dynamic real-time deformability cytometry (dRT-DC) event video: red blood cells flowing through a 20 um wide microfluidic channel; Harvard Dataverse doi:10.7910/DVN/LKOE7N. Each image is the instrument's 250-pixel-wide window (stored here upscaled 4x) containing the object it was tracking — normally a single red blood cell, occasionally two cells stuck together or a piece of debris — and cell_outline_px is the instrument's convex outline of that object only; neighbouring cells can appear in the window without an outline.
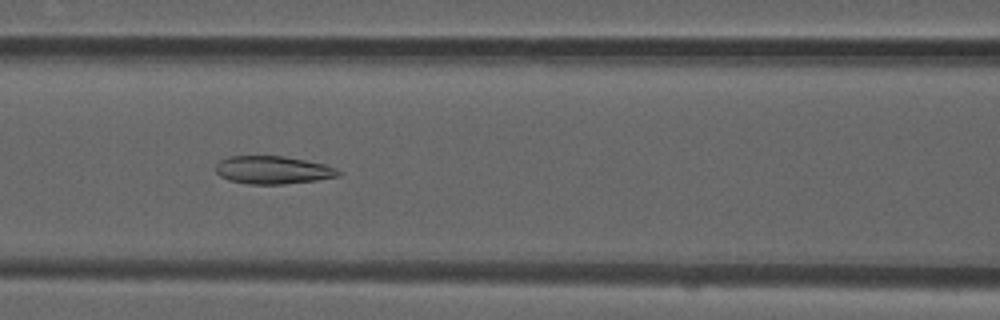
{"species": "common noctule bat (a hibernating species)", "species_latin": "Nyctalus noctula", "temperature_condition": "room temperature", "stored_images_in_passage": 52, "camera_frame_rate_fps": 3000, "um_per_image_px": 0.085, "animal": {"sex": "male", "forearm_length_mm": 52.5}, "frame": {"image": 1, "passage_image": 22, "time_ms": 7.0, "image_size_px": [1000, 320], "cell_outline_px": [[344, 172], [340, 176], [316, 180], [284, 184], [248, 184], [228, 180], [220, 176], [216, 172], [216, 164], [220, 160], [228, 156], [280, 156], [304, 160], [324, 164]], "centroid_in_image_um": [23.18, 14.45], "position_along_channel_um": 143.4, "area_um2": 19.94}}
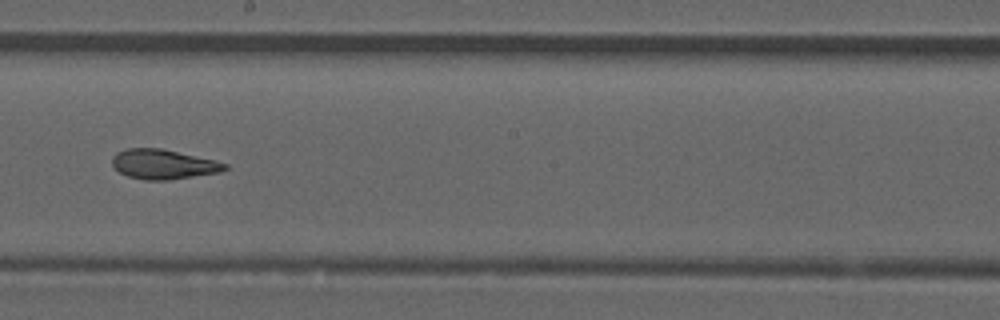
{"frame": {"image": 2, "passage_image": 29, "time_ms": 9.333, "image_size_px": [1000, 320], "cell_outline_px": [[228, 168], [220, 172], [168, 180], [144, 180], [128, 176], [120, 172], [112, 164], [112, 156], [116, 152], [128, 148], [160, 148], [216, 160], [228, 164]], "centroid_in_image_um": [13.88, 13.96], "position_along_channel_um": 234.3, "area_um2": 19.48}}
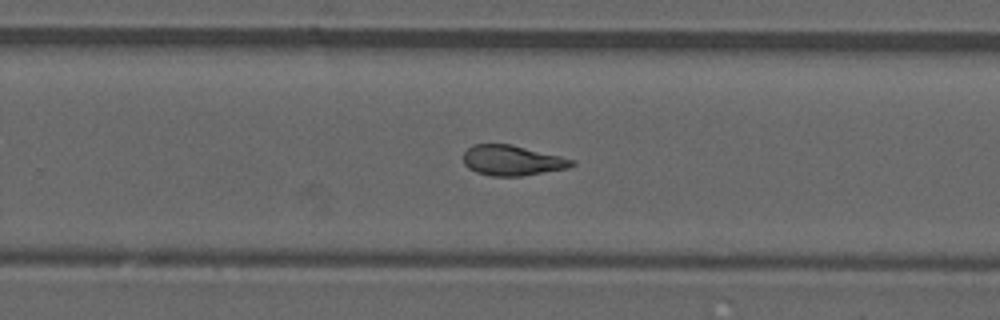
{"frame": {"image": 3, "passage_image": 33, "time_ms": 10.667, "image_size_px": [1000, 320], "cell_outline_px": [[576, 164], [568, 168], [520, 176], [492, 176], [476, 172], [468, 168], [464, 164], [464, 152], [472, 144], [512, 144], [576, 160]], "centroid_in_image_um": [43.54, 13.63], "position_along_channel_um": 286.3, "area_um2": 19.13}, "authors_computed_cell_mechanics": {"area_um2": 20.0566, "velocity_mm_per_s": 3.91, "shape_relaxation_time_tau1_ms": null, "shape_relaxation_time_tau2_ms": 2.5639, "deformation_change_tau1": null, "deformation_change_tau2": 0.0995}}